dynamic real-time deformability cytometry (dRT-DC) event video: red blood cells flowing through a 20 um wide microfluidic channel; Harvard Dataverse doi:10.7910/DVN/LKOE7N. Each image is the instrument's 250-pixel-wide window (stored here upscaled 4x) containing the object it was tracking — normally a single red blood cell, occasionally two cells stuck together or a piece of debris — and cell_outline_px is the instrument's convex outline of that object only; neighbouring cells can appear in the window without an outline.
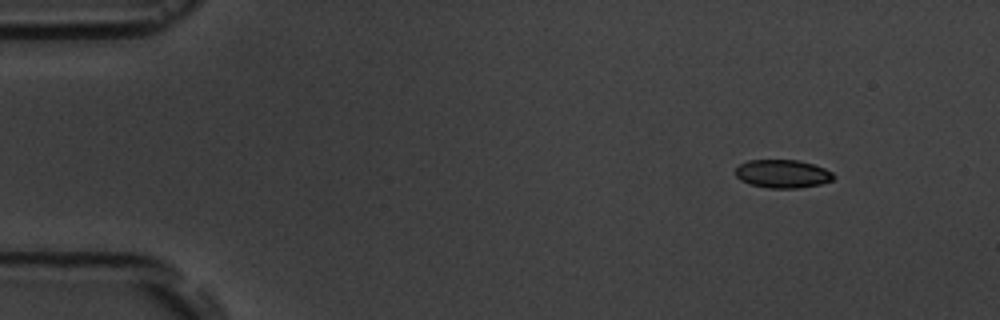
{"species": "common noctule bat (a hibernating species)", "species_latin": "Nyctalus noctula", "temperature_condition": "room temperature", "stored_images_in_passage": 4, "camera_frame_rate_fps": 3000, "um_per_image_px": 0.085, "animal": {"sex": "male", "body_mass_g": 19.5, "forearm_length_mm": 54.6}, "frame": {"image": 1, "passage_image": 1, "time_ms": 0.0, "image_size_px": [1000, 320], "cell_outline_px": [[836, 176], [832, 180], [820, 184], [796, 188], [768, 188], [752, 184], [740, 180], [736, 176], [736, 168], [740, 164], [748, 160], [796, 160], [812, 164], [824, 168], [832, 172]], "centroid_in_image_um": [66.52, 14.77], "position_along_channel_um": 18.5, "area_um2": 16.01}}
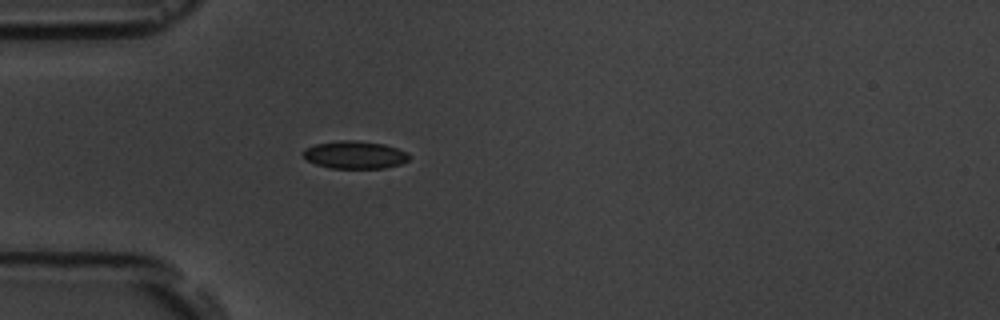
{"frame": {"image": 2, "passage_image": 4, "time_ms": 3.333, "image_size_px": [1000, 320], "cell_outline_px": [[408, 160], [400, 164], [384, 168], [332, 168], [316, 164], [308, 160], [300, 152], [304, 148], [316, 144], [340, 140], [352, 140], [384, 144], [408, 152]], "centroid_in_image_um": [30.14, 13.16], "position_along_channel_um": 54.9, "area_um2": 16.99}}